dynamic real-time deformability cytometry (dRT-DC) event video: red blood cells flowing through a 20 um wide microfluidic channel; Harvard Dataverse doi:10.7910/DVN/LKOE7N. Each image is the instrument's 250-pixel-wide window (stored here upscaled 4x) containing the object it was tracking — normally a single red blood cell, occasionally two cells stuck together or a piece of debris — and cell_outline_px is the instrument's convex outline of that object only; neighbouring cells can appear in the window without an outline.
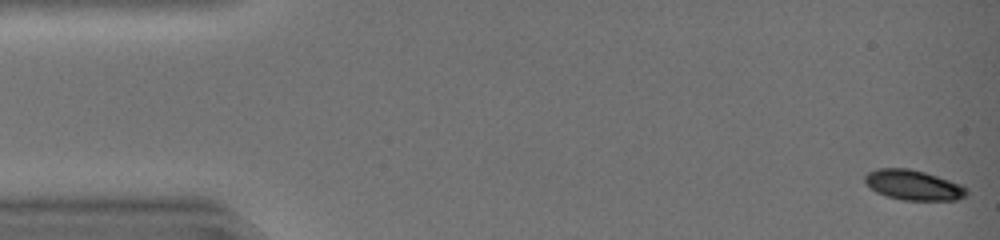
{"species": "common noctule bat (a hibernating species)", "species_latin": "Nyctalus noctula", "temperature_condition": "warm", "stored_images_in_passage": 30, "camera_frame_rate_fps": 3000, "um_per_image_px": 0.085, "animal": {"sex": "female", "body_mass_g": 19.0, "forearm_length_mm": 51.5}, "frame": {"image": 1, "passage_image": 1, "time_ms": 0.0, "image_size_px": [1000, 240], "cell_outline_px": [[968, 196], [956, 200], [904, 200], [888, 196], [876, 192], [864, 180], [864, 176], [868, 172], [876, 168], [908, 168], [924, 172], [960, 184], [968, 188]], "centroid_in_image_um": [77.66, 15.73], "position_along_channel_um": 7.3, "area_um2": 17.74}}
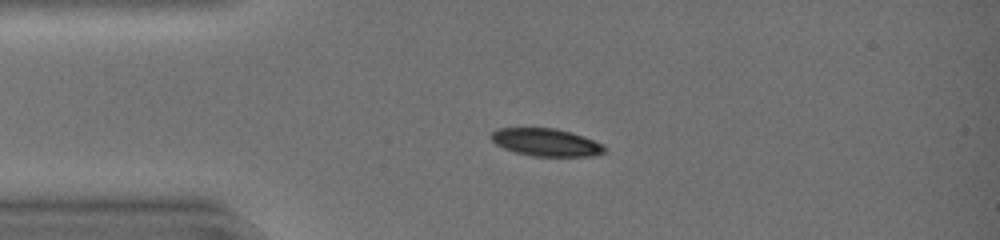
{"frame": {"image": 2, "passage_image": 11, "time_ms": 3.333, "image_size_px": [1000, 240], "cell_outline_px": [[608, 148], [604, 152], [596, 156], [532, 156], [516, 152], [504, 148], [496, 144], [488, 136], [496, 128], [556, 128], [572, 132], [604, 144]], "centroid_in_image_um": [46.44, 12.09], "position_along_channel_um": 38.6, "area_um2": 18.44}}
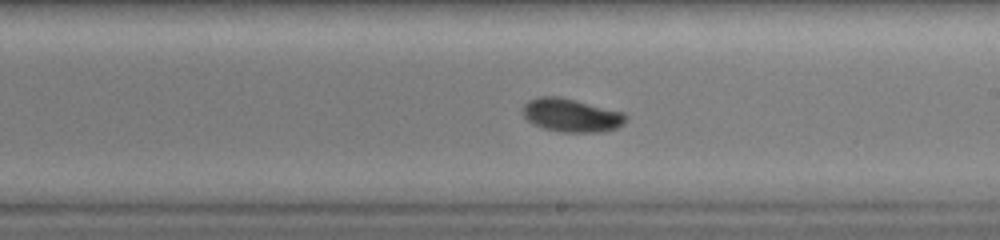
{"frame": {"image": 3, "passage_image": 27, "time_ms": 8.667, "image_size_px": [1000, 240], "cell_outline_px": [[628, 120], [624, 124], [616, 128], [604, 132], [564, 132], [544, 128], [532, 124], [520, 112], [524, 104], [528, 100], [540, 96], [560, 96], [624, 112], [628, 116]], "centroid_in_image_um": [48.57, 9.79], "position_along_channel_um": 240.4, "area_um2": 20.35}}